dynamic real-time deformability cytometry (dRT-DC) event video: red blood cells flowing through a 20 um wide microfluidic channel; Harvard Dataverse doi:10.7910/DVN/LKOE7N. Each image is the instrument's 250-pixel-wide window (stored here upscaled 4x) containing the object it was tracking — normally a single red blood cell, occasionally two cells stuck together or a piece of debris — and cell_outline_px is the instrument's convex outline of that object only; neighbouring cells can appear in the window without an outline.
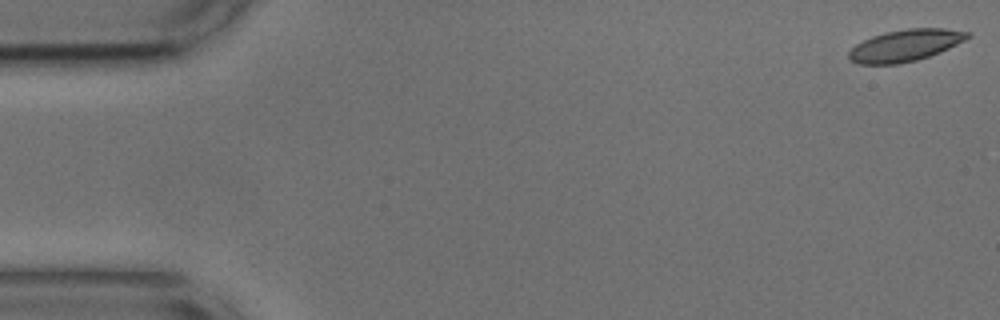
{"species": "common noctule bat (a hibernating species)", "species_latin": "Nyctalus noctula", "temperature_condition": "cold", "stored_images_in_passage": 17, "camera_frame_rate_fps": 3000, "um_per_image_px": 0.085, "animal": {"sex": "male", "body_mass_g": 17.9, "forearm_length_mm": 54.2}, "frame": {"image": 1, "passage_image": 1, "time_ms": 0.0, "image_size_px": [1000, 320], "cell_outline_px": [[972, 36], [940, 52], [916, 60], [900, 64], [860, 64], [852, 60], [848, 56], [848, 52], [856, 44], [872, 36], [884, 32], [908, 28], [944, 28], [972, 32]], "centroid_in_image_um": [76.96, 3.85], "position_along_channel_um": 8.0, "area_um2": 21.91}}
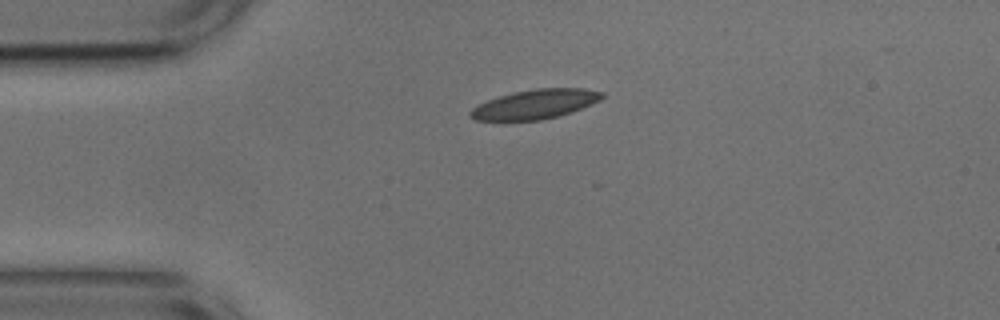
{"frame": {"image": 2, "passage_image": 12, "time_ms": 3.667, "image_size_px": [1000, 320], "cell_outline_px": [[604, 96], [600, 100], [592, 104], [572, 112], [540, 120], [476, 120], [468, 116], [468, 112], [472, 108], [488, 100], [512, 92], [536, 88], [584, 88], [604, 92]], "centroid_in_image_um": [45.5, 8.85], "position_along_channel_um": 39.5, "area_um2": 22.48}}